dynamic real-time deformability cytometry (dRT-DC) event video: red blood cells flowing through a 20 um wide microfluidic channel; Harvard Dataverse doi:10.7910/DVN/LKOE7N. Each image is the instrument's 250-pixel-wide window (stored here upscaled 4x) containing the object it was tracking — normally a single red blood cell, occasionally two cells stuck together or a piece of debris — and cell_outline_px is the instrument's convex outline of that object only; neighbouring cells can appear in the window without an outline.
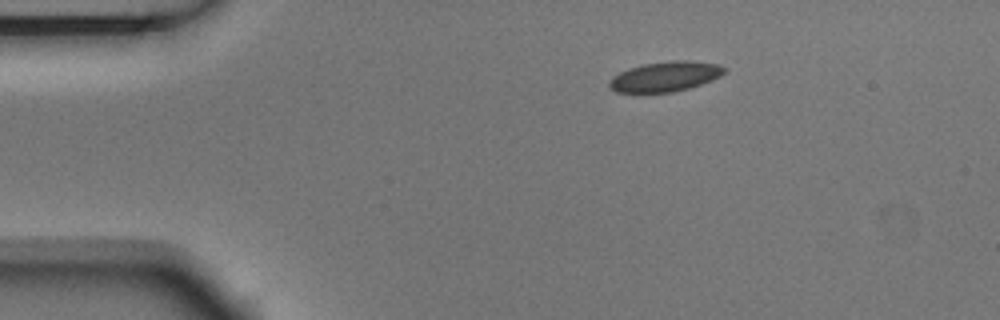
{"species": "Egyptian fruit bat (a non-hibernating species)", "species_latin": "Rousettus aegyptiacus", "temperature_condition": "room temperature", "stored_images_in_passage": 4, "camera_frame_rate_fps": 3000, "um_per_image_px": 0.085, "animal": {"sex": "male"}, "frame": {"image": 1, "passage_image": 1, "time_ms": 0.0, "image_size_px": [1000, 320], "cell_outline_px": [[728, 68], [720, 76], [712, 80], [688, 88], [672, 92], [616, 92], [608, 84], [608, 80], [612, 76], [628, 68], [644, 64], [672, 60], [688, 60], [716, 64]], "centroid_in_image_um": [56.53, 6.49], "position_along_channel_um": 28.5, "area_um2": 20.0}}
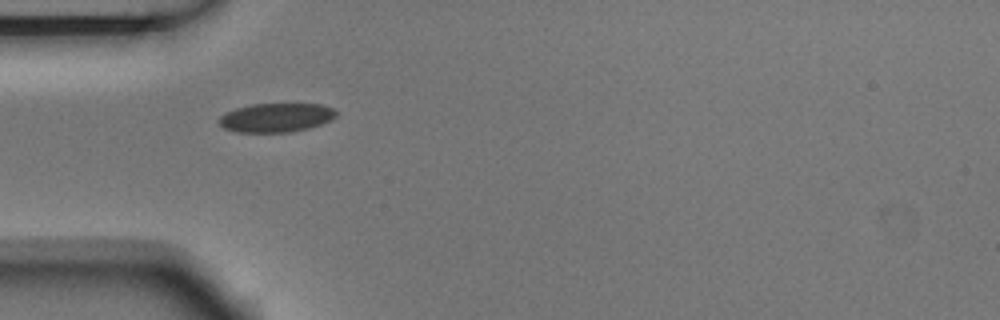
{"frame": {"image": 2, "passage_image": 3, "time_ms": 0.667, "image_size_px": [1000, 320], "cell_outline_px": [[336, 116], [332, 120], [308, 128], [292, 132], [236, 132], [224, 128], [220, 124], [220, 116], [236, 108], [252, 104], [320, 104], [332, 108], [336, 112]], "centroid_in_image_um": [23.48, 10.0], "position_along_channel_um": 61.5, "area_um2": 19.59}}
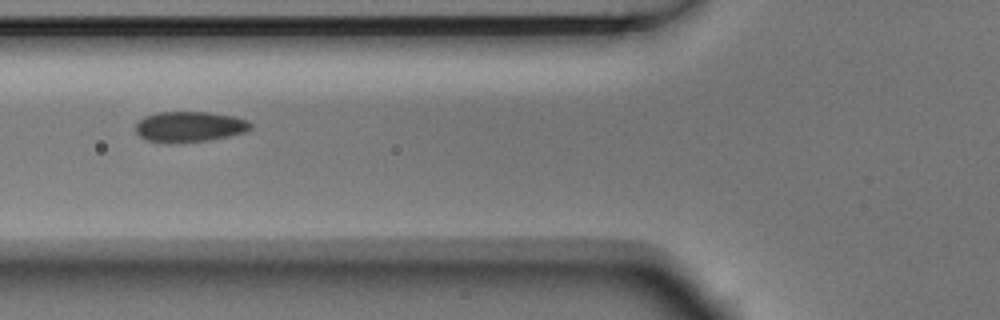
{"frame": {"image": 3, "passage_image": 4, "time_ms": 1.0, "image_size_px": [1000, 320], "cell_outline_px": [[252, 128], [244, 132], [228, 136], [208, 140], [168, 144], [144, 140], [136, 132], [136, 124], [144, 116], [156, 112], [208, 112], [232, 116], [248, 120], [252, 124]], "centroid_in_image_um": [16.07, 10.78], "position_along_channel_um": 109.7, "area_um2": 20.63}}